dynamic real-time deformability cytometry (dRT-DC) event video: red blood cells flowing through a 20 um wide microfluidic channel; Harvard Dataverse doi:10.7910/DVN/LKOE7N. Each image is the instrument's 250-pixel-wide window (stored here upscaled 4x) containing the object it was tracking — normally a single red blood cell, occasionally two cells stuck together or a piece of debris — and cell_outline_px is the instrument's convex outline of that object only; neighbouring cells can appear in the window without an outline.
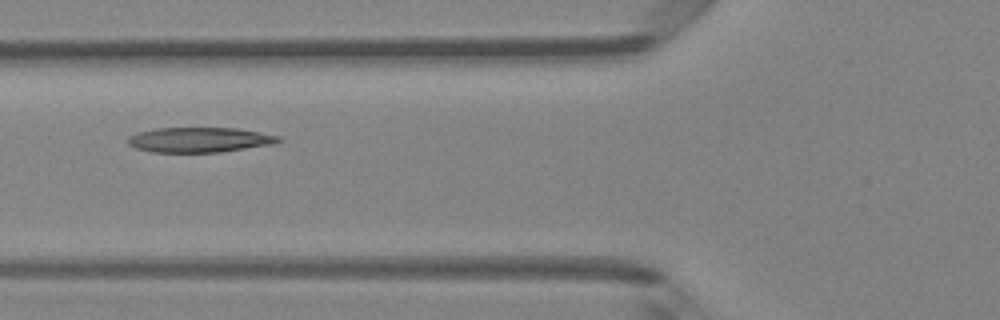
{"species": "Egyptian fruit bat (a non-hibernating species)", "species_latin": "Rousettus aegyptiacus", "temperature_condition": "room temperature", "stored_images_in_passage": 6, "camera_frame_rate_fps": 3000, "um_per_image_px": 0.085, "animal": {"sex": "female"}, "frame": {"image": 1, "passage_image": 6, "time_ms": 1.667, "image_size_px": [1000, 320], "cell_outline_px": [[284, 140], [276, 144], [220, 152], [152, 152], [136, 148], [128, 144], [128, 136], [140, 132], [156, 128], [236, 128], [260, 132], [280, 136]], "centroid_in_image_um": [17.02, 11.88], "position_along_channel_um": 108.8, "area_um2": 22.02}}